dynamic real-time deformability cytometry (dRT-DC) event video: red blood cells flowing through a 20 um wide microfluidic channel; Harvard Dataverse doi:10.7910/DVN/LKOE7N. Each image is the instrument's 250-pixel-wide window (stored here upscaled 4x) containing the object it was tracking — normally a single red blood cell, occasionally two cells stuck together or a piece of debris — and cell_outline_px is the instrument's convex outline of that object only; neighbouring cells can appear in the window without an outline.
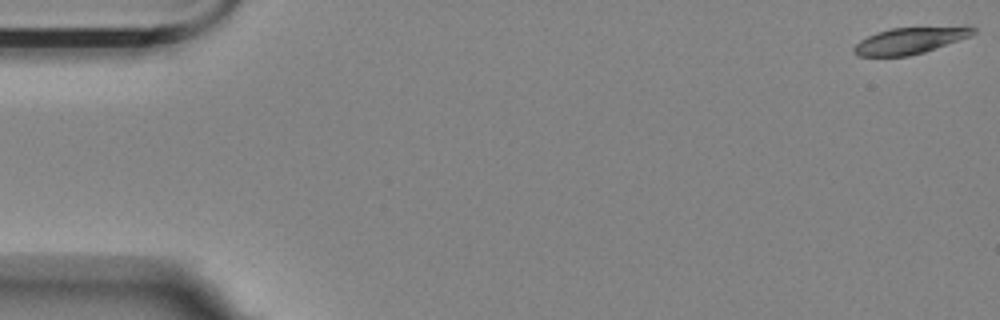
{"species": "Egyptian fruit bat (a non-hibernating species)", "species_latin": "Rousettus aegyptiacus", "temperature_condition": "room temperature", "stored_images_in_passage": 4, "camera_frame_rate_fps": 3000, "um_per_image_px": 0.085, "animal": {"sex": "female"}, "frame": {"image": 1, "passage_image": 1, "time_ms": 0.0, "image_size_px": [1000, 320], "cell_outline_px": [[976, 32], [968, 36], [936, 48], [924, 52], [908, 56], [856, 56], [852, 52], [852, 48], [860, 40], [876, 32], [892, 28], [964, 24], [972, 24], [976, 28]], "centroid_in_image_um": [77.41, 3.4], "position_along_channel_um": 7.6, "area_um2": 19.02}}